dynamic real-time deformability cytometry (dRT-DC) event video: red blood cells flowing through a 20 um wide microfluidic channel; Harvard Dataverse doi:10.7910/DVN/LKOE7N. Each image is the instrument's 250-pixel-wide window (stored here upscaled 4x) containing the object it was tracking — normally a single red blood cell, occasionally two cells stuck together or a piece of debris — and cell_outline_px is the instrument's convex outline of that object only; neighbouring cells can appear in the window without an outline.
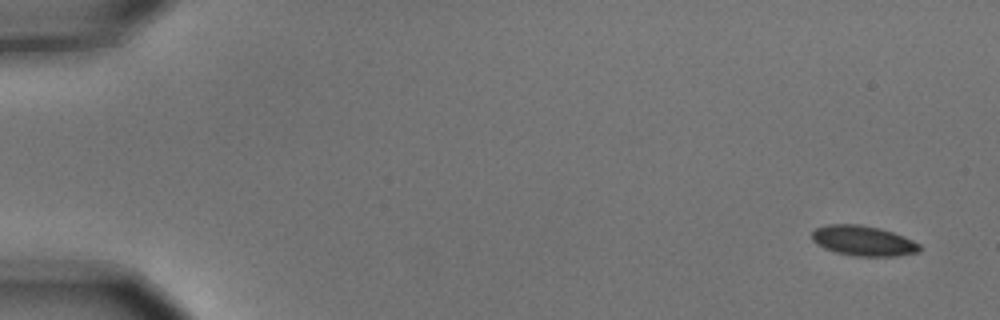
{"species": "common noctule bat (a hibernating species)", "species_latin": "Nyctalus noctula", "temperature_condition": "cold", "stored_images_in_passage": 5, "camera_frame_rate_fps": 3000, "um_per_image_px": 0.085, "animal": {"sex": "male", "body_mass_g": 15.6}, "frame": {"image": 1, "passage_image": 1, "time_ms": 0.0, "image_size_px": [1000, 320], "cell_outline_px": [[920, 252], [896, 256], [856, 256], [836, 252], [824, 248], [816, 244], [812, 240], [812, 232], [816, 228], [828, 224], [860, 224], [880, 228], [904, 236], [920, 244]], "centroid_in_image_um": [73.37, 20.46], "position_along_channel_um": 11.6, "area_um2": 18.96}}
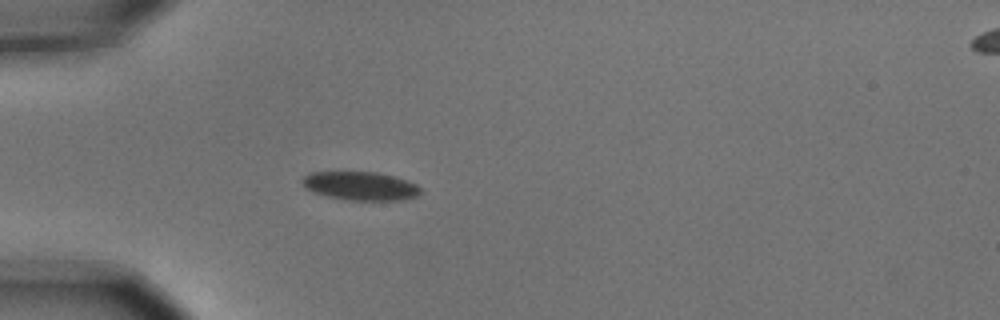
{"frame": {"image": 2, "passage_image": 5, "time_ms": 1.333, "image_size_px": [1000, 320], "cell_outline_px": [[420, 192], [416, 196], [400, 200], [352, 200], [328, 196], [304, 188], [300, 180], [308, 172], [376, 172], [396, 176], [408, 180], [416, 184], [420, 188]], "centroid_in_image_um": [30.63, 15.79], "position_along_channel_um": 54.4, "area_um2": 19.65}}